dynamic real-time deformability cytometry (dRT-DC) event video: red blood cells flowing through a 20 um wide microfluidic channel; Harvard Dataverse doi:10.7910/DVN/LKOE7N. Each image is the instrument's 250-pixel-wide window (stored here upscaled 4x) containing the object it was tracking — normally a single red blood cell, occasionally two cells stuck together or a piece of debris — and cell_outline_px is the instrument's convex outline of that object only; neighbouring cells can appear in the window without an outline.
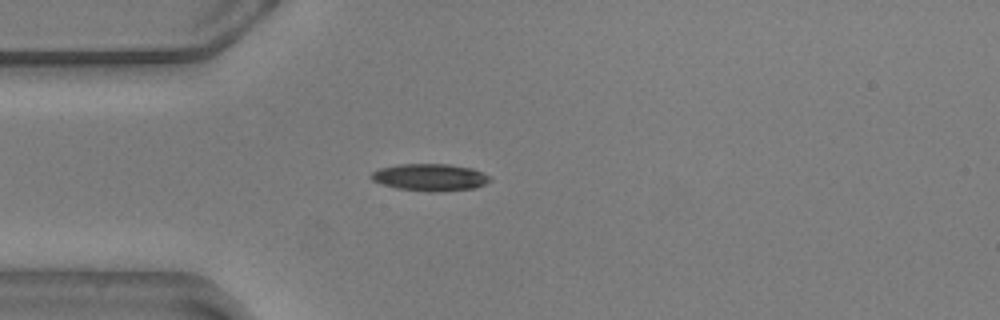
{"species": "common noctule bat (a hibernating species)", "species_latin": "Nyctalus noctula", "temperature_condition": "warm", "stored_images_in_passage": 37, "camera_frame_rate_fps": 3000, "um_per_image_px": 0.085, "animal": {"sex": "male", "body_mass_g": 20.5, "forearm_length_mm": 52.5}, "frame": {"image": 1, "passage_image": 1, "time_ms": 0.0, "image_size_px": [1000, 320], "cell_outline_px": [[492, 180], [476, 188], [440, 192], [428, 192], [396, 188], [380, 184], [372, 180], [368, 176], [372, 172], [380, 168], [400, 164], [448, 164], [472, 168], [492, 176]], "centroid_in_image_um": [36.56, 15.08], "position_along_channel_um": 48.4, "area_um2": 19.07}}
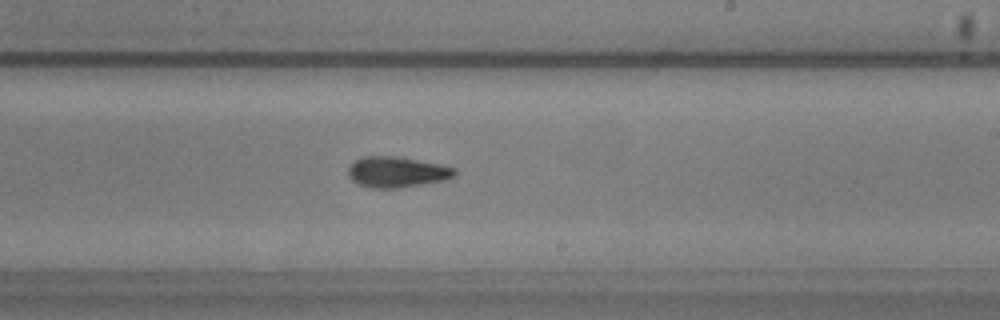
{"frame": {"image": 2, "passage_image": 19, "time_ms": 6.0, "image_size_px": [1000, 320], "cell_outline_px": [[456, 172], [452, 176], [444, 180], [424, 184], [400, 188], [372, 188], [360, 184], [352, 180], [348, 176], [348, 168], [356, 160], [364, 156], [396, 156], [440, 164], [456, 168]], "centroid_in_image_um": [33.73, 14.62], "position_along_channel_um": 255.3, "area_um2": 18.96}, "authors_computed_cell_mechanics": {"area_um2": 18.1492, "velocity_mm_per_s": 3.5916, "shape_relaxation_time_tau1_ms": 4.1449, "shape_relaxation_time_tau2_ms": 5.2704, "deformation_change_tau1": 0.1526, "deformation_change_tau2": 0.141}}